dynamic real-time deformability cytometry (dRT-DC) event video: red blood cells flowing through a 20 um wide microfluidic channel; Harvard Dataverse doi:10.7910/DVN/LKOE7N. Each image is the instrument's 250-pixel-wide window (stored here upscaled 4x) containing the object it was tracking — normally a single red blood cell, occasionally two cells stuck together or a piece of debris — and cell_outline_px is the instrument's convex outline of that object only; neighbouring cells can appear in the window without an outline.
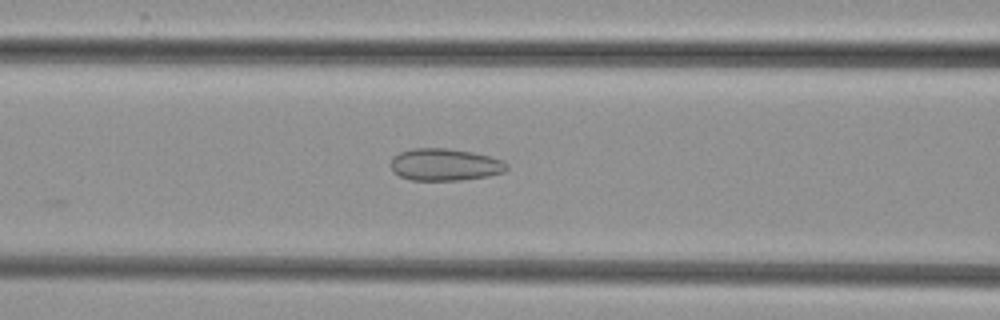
{"species": "common noctule bat (a hibernating species)", "species_latin": "Nyctalus noctula", "temperature_condition": "cold", "stored_images_in_passage": 37, "camera_frame_rate_fps": 3000, "um_per_image_px": 0.085, "animal": {"sex": "female", "body_mass_g": 29.2, "forearm_length_mm": 56.3}, "frame": {"image": 1, "passage_image": 5, "time_ms": 1.333, "image_size_px": [1000, 320], "cell_outline_px": [[508, 168], [504, 172], [488, 176], [460, 180], [412, 180], [400, 176], [392, 172], [388, 164], [392, 156], [400, 152], [412, 148], [448, 148], [472, 152], [504, 160], [508, 164]], "centroid_in_image_um": [37.77, 13.99], "position_along_channel_um": 128.8, "area_um2": 22.02}}
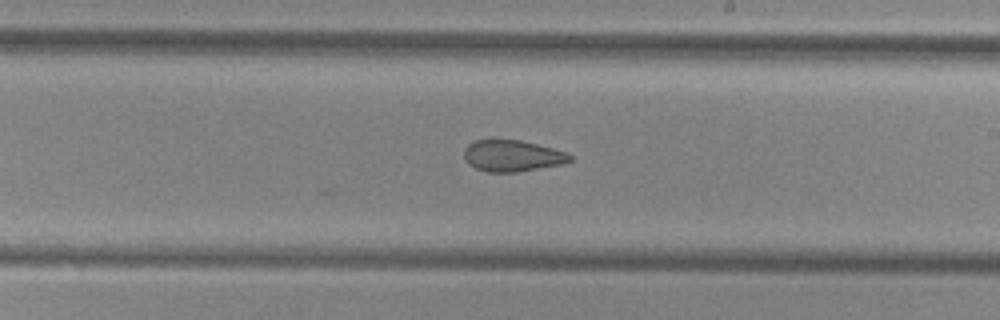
{"frame": {"image": 2, "passage_image": 14, "time_ms": 4.333, "image_size_px": [1000, 320], "cell_outline_px": [[572, 160], [564, 164], [516, 172], [488, 172], [476, 168], [468, 164], [464, 160], [464, 148], [468, 144], [476, 140], [520, 140], [568, 152], [572, 156]], "centroid_in_image_um": [43.55, 13.25], "position_along_channel_um": 245.5, "area_um2": 19.42}}
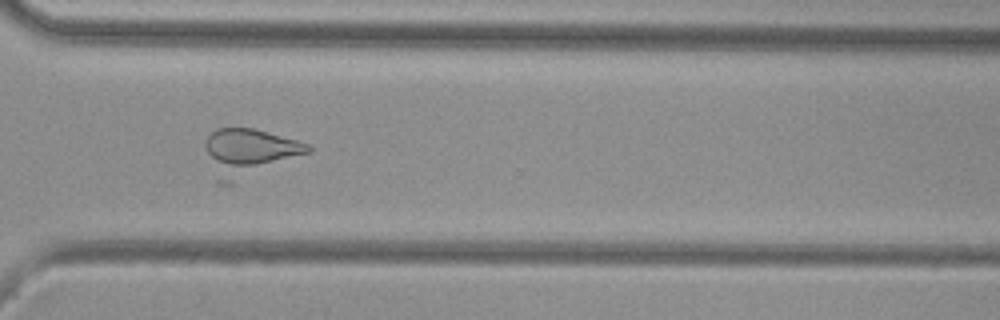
{"frame": {"image": 3, "passage_image": 22, "time_ms": 7.0, "image_size_px": [1000, 320], "cell_outline_px": [[312, 152], [232, 184], [216, 184], [204, 144], [204, 140], [216, 128], [252, 128], [312, 144]], "centroid_in_image_um": [21.17, 12.98], "position_along_channel_um": 349.4, "area_um2": 28.73}}